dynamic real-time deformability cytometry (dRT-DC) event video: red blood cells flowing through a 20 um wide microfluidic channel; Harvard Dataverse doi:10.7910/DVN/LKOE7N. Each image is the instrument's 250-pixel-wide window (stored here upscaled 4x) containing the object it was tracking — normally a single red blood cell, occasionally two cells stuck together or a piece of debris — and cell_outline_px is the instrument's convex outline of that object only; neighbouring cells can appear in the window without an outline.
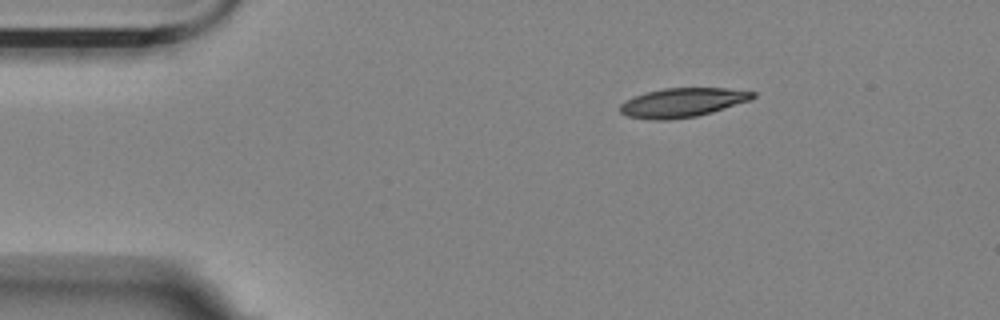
{"species": "Egyptian fruit bat (a non-hibernating species)", "species_latin": "Rousettus aegyptiacus", "temperature_condition": "room temperature", "stored_images_in_passage": 3, "camera_frame_rate_fps": 3000, "um_per_image_px": 0.085, "animal": {"sex": "female"}, "frame": {"image": 1, "passage_image": 1, "time_ms": 0.0, "image_size_px": [1000, 320], "cell_outline_px": [[756, 96], [752, 100], [712, 112], [696, 116], [664, 120], [652, 120], [628, 116], [620, 112], [620, 104], [636, 96], [648, 92], [664, 88], [728, 88], [756, 92]], "centroid_in_image_um": [58.07, 8.71], "position_along_channel_um": 26.9, "area_um2": 22.37}}